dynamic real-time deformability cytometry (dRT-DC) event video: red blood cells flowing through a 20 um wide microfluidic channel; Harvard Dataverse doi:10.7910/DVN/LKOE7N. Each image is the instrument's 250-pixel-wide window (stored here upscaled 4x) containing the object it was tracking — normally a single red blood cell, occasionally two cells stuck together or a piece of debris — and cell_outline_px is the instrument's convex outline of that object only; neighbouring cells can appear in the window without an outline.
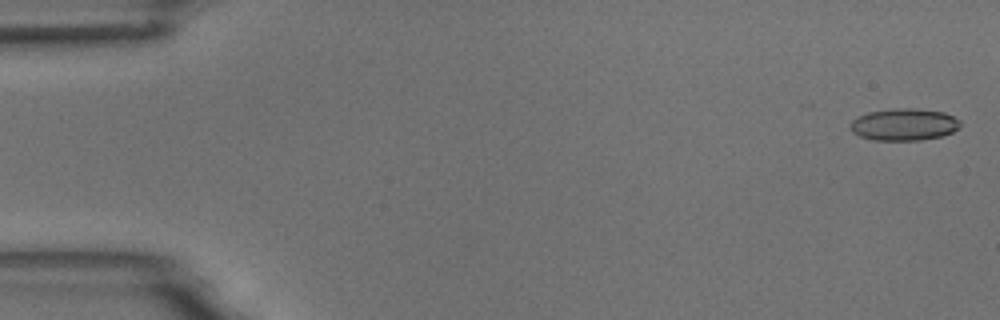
{"species": "common noctule bat (a hibernating species)", "species_latin": "Nyctalus noctula", "temperature_condition": "room temperature", "stored_images_in_passage": 14, "camera_frame_rate_fps": 3000, "um_per_image_px": 0.085, "animal": {"sex": "male", "body_mass_g": 18.8}, "frame": {"image": 1, "passage_image": 2, "time_ms": 0.333, "image_size_px": [1000, 320], "cell_outline_px": [[960, 128], [952, 132], [940, 136], [920, 140], [872, 140], [860, 136], [852, 132], [852, 120], [868, 112], [896, 108], [912, 108], [944, 112], [960, 120]], "centroid_in_image_um": [76.87, 10.58], "position_along_channel_um": 8.1, "area_um2": 20.35}}